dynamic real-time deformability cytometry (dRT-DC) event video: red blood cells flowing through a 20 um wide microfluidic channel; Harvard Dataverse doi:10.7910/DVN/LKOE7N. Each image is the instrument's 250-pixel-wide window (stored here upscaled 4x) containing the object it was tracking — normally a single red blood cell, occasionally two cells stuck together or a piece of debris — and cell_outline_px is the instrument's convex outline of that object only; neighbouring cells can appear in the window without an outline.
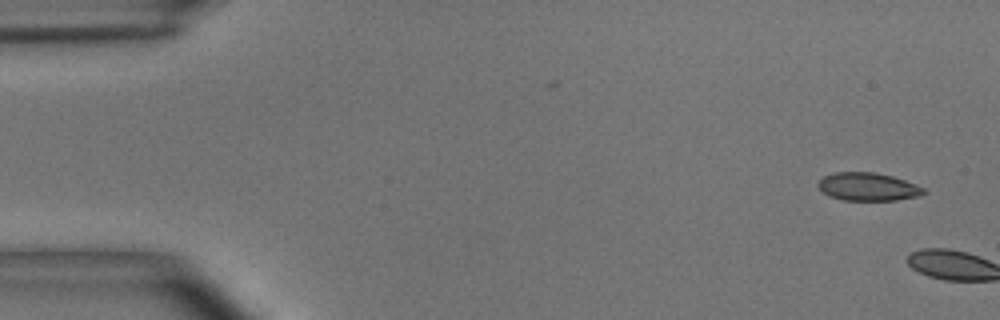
{"species": "common noctule bat (a hibernating species)", "species_latin": "Nyctalus noctula", "temperature_condition": "room temperature", "stored_images_in_passage": 2, "camera_frame_rate_fps": 3000, "um_per_image_px": 0.085, "animal": {"sex": "male", "body_mass_g": 15.6}, "frame": {"image": 1, "passage_image": 1, "time_ms": 0.0, "image_size_px": [1000, 320], "cell_outline_px": [[928, 192], [920, 196], [896, 200], [844, 200], [828, 196], [816, 184], [824, 176], [832, 172], [876, 172], [892, 176], [916, 184], [924, 188]], "centroid_in_image_um": [73.79, 15.87], "position_along_channel_um": 11.2, "area_um2": 17.34}}